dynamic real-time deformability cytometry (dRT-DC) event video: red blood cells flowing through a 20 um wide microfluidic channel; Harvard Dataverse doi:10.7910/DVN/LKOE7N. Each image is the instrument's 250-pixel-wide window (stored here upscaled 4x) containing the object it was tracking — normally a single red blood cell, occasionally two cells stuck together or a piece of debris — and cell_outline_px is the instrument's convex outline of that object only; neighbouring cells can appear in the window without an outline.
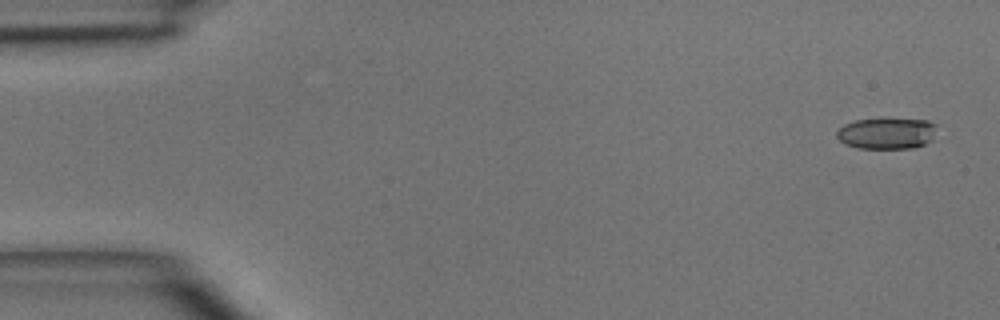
{"species": "common noctule bat (a hibernating species)", "species_latin": "Nyctalus noctula", "temperature_condition": "room temperature", "stored_images_in_passage": 5, "segment_of_instrument_passage": [1, 2], "camera_frame_rate_fps": 3000, "um_per_image_px": 0.085, "animal": {"sex": "male", "body_mass_g": 15.6}, "frame": {"image": 1, "passage_image": 1, "time_ms": 0.0, "image_size_px": [1000, 320], "cell_outline_px": [[936, 124], [932, 140], [916, 148], [860, 148], [848, 144], [840, 140], [836, 136], [836, 132], [844, 124], [856, 120], [928, 120]], "centroid_in_image_um": [75.39, 11.35], "position_along_channel_um": 9.6, "area_um2": 17.74}}